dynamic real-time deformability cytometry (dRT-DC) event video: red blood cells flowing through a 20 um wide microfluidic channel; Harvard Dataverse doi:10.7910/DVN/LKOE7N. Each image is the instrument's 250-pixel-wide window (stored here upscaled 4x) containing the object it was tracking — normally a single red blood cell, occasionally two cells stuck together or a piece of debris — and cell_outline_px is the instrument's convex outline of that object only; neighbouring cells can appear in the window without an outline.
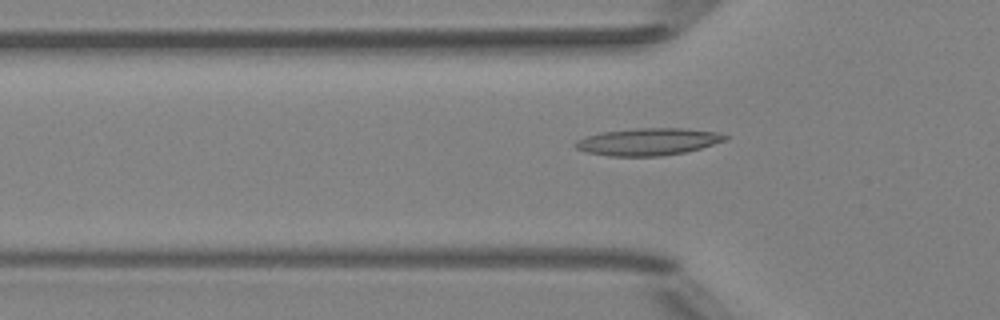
{"species": "Egyptian fruit bat (a non-hibernating species)", "species_latin": "Rousettus aegyptiacus", "temperature_condition": "room temperature", "stored_images_in_passage": 51, "camera_frame_rate_fps": 3000, "um_per_image_px": 0.085, "animal": {"sex": "female"}, "frame": {"image": 1, "passage_image": 17, "time_ms": 5.333, "image_size_px": [1000, 320], "cell_outline_px": [[728, 136], [724, 140], [700, 148], [684, 152], [660, 156], [608, 156], [588, 152], [576, 148], [572, 144], [576, 140], [584, 136], [600, 132], [636, 128], [680, 128], [716, 132]], "centroid_in_image_um": [55.0, 12.04], "position_along_channel_um": 70.8, "area_um2": 23.58}}
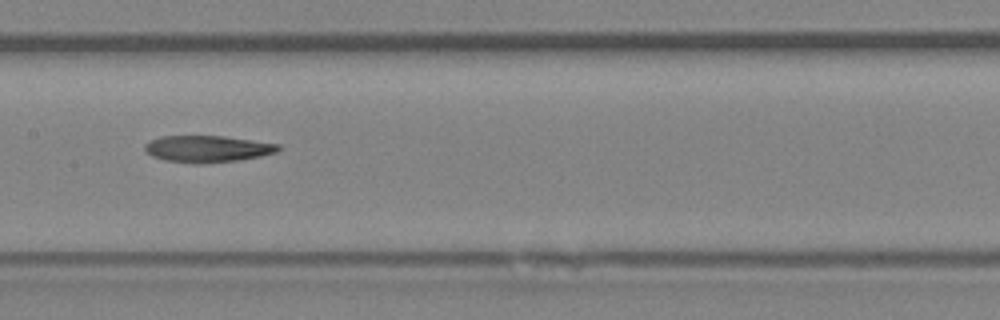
{"frame": {"image": 2, "passage_image": 26, "time_ms": 8.333, "image_size_px": [1000, 320], "cell_outline_px": [[284, 148], [276, 152], [260, 156], [240, 160], [204, 164], [192, 164], [164, 160], [152, 156], [144, 148], [144, 144], [160, 136], [224, 136], [280, 144]], "centroid_in_image_um": [17.66, 12.66], "position_along_channel_um": 189.7, "area_um2": 20.98}}
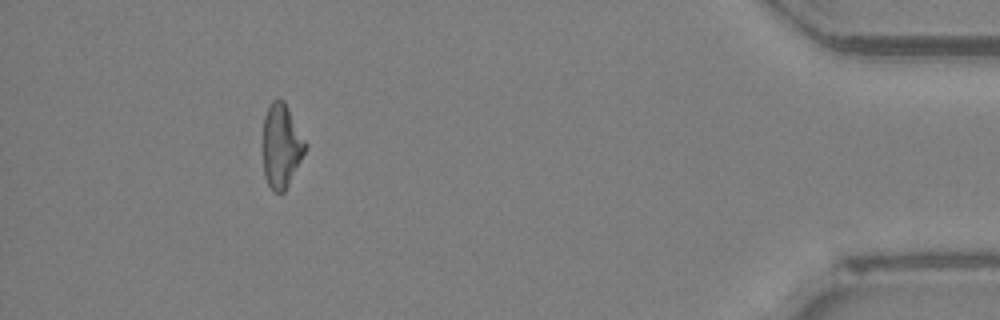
{"frame": {"image": 3, "passage_image": 47, "time_ms": 15.333, "image_size_px": [1000, 320], "cell_outline_px": [[308, 144], [284, 192], [276, 192], [268, 184], [264, 176], [264, 116], [272, 100], [284, 100]], "centroid_in_image_um": [23.92, 12.37], "position_along_channel_um": 411.3, "area_um2": 20.23}}